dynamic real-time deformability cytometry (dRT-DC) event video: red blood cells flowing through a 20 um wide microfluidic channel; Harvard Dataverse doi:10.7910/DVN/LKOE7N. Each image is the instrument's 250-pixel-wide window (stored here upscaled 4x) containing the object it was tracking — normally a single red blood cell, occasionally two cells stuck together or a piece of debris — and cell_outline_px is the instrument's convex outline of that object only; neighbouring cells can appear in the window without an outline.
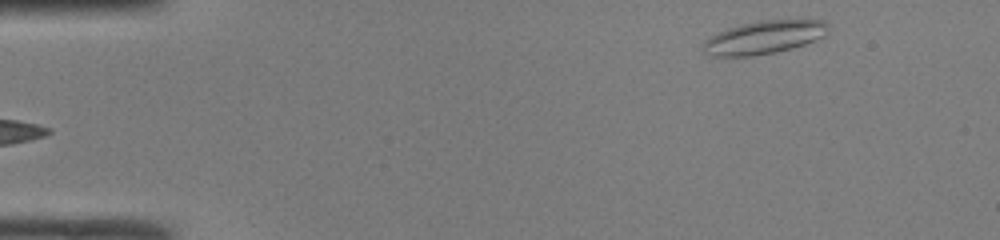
{"species": "common noctule bat (a hibernating species)", "species_latin": "Nyctalus noctula", "temperature_condition": "room temperature", "stored_images_in_passage": 43, "camera_frame_rate_fps": 3000, "um_per_image_px": 0.085, "animal": {"sex": "male", "body_mass_g": 19.0, "forearm_length_mm": 50.8}, "frame": {"image": 1, "passage_image": 1, "time_ms": 0.0, "image_size_px": [1000, 240], "cell_outline_px": [[828, 32], [824, 36], [816, 40], [792, 48], [776, 52], [752, 56], [708, 56], [704, 52], [704, 40], [716, 32], [740, 24], [760, 20], [824, 20], [828, 24]], "centroid_in_image_um": [64.93, 3.17], "position_along_channel_um": 20.1, "area_um2": 24.28}}
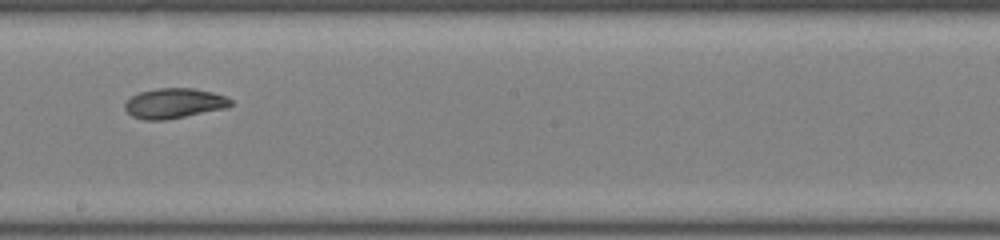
{"frame": {"image": 2, "passage_image": 23, "time_ms": 7.333, "image_size_px": [1000, 240], "cell_outline_px": [[232, 104], [228, 108], [164, 120], [144, 120], [132, 116], [124, 108], [124, 104], [132, 96], [140, 92], [156, 88], [192, 88], [212, 92], [224, 96], [232, 100]], "centroid_in_image_um": [14.8, 8.78], "position_along_channel_um": 233.4, "area_um2": 18.5}}
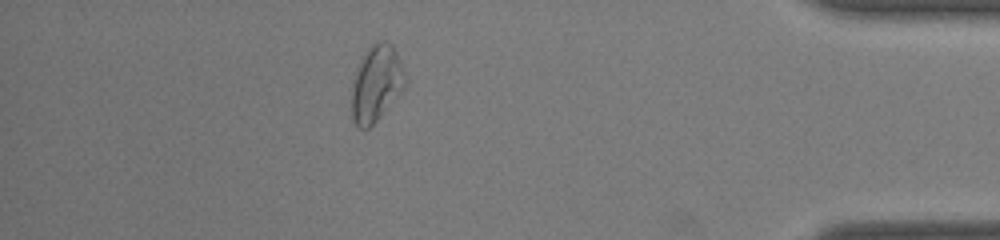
{"frame": {"image": 3, "passage_image": 38, "time_ms": 12.333, "image_size_px": [1000, 240], "cell_outline_px": [[408, 84], [380, 116], [368, 128], [356, 128], [352, 120], [352, 80], [360, 56], [376, 40], [384, 40], [392, 44], [408, 76]], "centroid_in_image_um": [31.99, 7.05], "position_along_channel_um": 403.2, "area_um2": 24.33}, "authors_computed_cell_mechanics": {"area_um2": 20.7502, "velocity_mm_per_s": 4.2022, "shape_relaxation_time_tau1_ms": 3.7609, "shape_relaxation_time_tau2_ms": 3.2524, "deformation_change_tau1": 0.1286, "deformation_change_tau2": 0.0797}}